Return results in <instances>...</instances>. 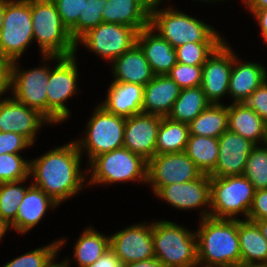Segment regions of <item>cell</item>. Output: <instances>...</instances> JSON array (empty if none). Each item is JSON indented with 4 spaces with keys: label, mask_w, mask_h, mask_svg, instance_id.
Here are the masks:
<instances>
[{
    "label": "cell",
    "mask_w": 267,
    "mask_h": 267,
    "mask_svg": "<svg viewBox=\"0 0 267 267\" xmlns=\"http://www.w3.org/2000/svg\"><path fill=\"white\" fill-rule=\"evenodd\" d=\"M81 156L77 143L72 141L30 161L33 185L59 205L74 197L84 187L86 179L80 169Z\"/></svg>",
    "instance_id": "obj_1"
},
{
    "label": "cell",
    "mask_w": 267,
    "mask_h": 267,
    "mask_svg": "<svg viewBox=\"0 0 267 267\" xmlns=\"http://www.w3.org/2000/svg\"><path fill=\"white\" fill-rule=\"evenodd\" d=\"M196 231L197 260L200 267L241 265L238 219L201 218ZM205 264V265H203Z\"/></svg>",
    "instance_id": "obj_2"
},
{
    "label": "cell",
    "mask_w": 267,
    "mask_h": 267,
    "mask_svg": "<svg viewBox=\"0 0 267 267\" xmlns=\"http://www.w3.org/2000/svg\"><path fill=\"white\" fill-rule=\"evenodd\" d=\"M159 4L150 9L149 26L174 49L188 43H222L224 40L212 26L179 10H158Z\"/></svg>",
    "instance_id": "obj_3"
},
{
    "label": "cell",
    "mask_w": 267,
    "mask_h": 267,
    "mask_svg": "<svg viewBox=\"0 0 267 267\" xmlns=\"http://www.w3.org/2000/svg\"><path fill=\"white\" fill-rule=\"evenodd\" d=\"M33 37L43 56L76 55V42L63 25L53 0H31Z\"/></svg>",
    "instance_id": "obj_4"
},
{
    "label": "cell",
    "mask_w": 267,
    "mask_h": 267,
    "mask_svg": "<svg viewBox=\"0 0 267 267\" xmlns=\"http://www.w3.org/2000/svg\"><path fill=\"white\" fill-rule=\"evenodd\" d=\"M154 257L164 267H199L195 232L174 222H152Z\"/></svg>",
    "instance_id": "obj_5"
},
{
    "label": "cell",
    "mask_w": 267,
    "mask_h": 267,
    "mask_svg": "<svg viewBox=\"0 0 267 267\" xmlns=\"http://www.w3.org/2000/svg\"><path fill=\"white\" fill-rule=\"evenodd\" d=\"M254 194L253 184L244 175L211 177L210 207L201 211V217L236 220L241 213L247 219Z\"/></svg>",
    "instance_id": "obj_6"
},
{
    "label": "cell",
    "mask_w": 267,
    "mask_h": 267,
    "mask_svg": "<svg viewBox=\"0 0 267 267\" xmlns=\"http://www.w3.org/2000/svg\"><path fill=\"white\" fill-rule=\"evenodd\" d=\"M89 184H111L126 181L147 183L148 161L125 147L98 155L89 163Z\"/></svg>",
    "instance_id": "obj_7"
},
{
    "label": "cell",
    "mask_w": 267,
    "mask_h": 267,
    "mask_svg": "<svg viewBox=\"0 0 267 267\" xmlns=\"http://www.w3.org/2000/svg\"><path fill=\"white\" fill-rule=\"evenodd\" d=\"M33 40L31 0H6L0 56L17 62Z\"/></svg>",
    "instance_id": "obj_8"
},
{
    "label": "cell",
    "mask_w": 267,
    "mask_h": 267,
    "mask_svg": "<svg viewBox=\"0 0 267 267\" xmlns=\"http://www.w3.org/2000/svg\"><path fill=\"white\" fill-rule=\"evenodd\" d=\"M126 118L107 112L98 105L87 122L82 141H75L79 151H88L89 163L98 155L123 147Z\"/></svg>",
    "instance_id": "obj_9"
},
{
    "label": "cell",
    "mask_w": 267,
    "mask_h": 267,
    "mask_svg": "<svg viewBox=\"0 0 267 267\" xmlns=\"http://www.w3.org/2000/svg\"><path fill=\"white\" fill-rule=\"evenodd\" d=\"M76 55L70 57L43 56L46 59L57 61L55 68H50L47 86V119L53 123L67 120L70 111L64 104L77 91L78 69Z\"/></svg>",
    "instance_id": "obj_10"
},
{
    "label": "cell",
    "mask_w": 267,
    "mask_h": 267,
    "mask_svg": "<svg viewBox=\"0 0 267 267\" xmlns=\"http://www.w3.org/2000/svg\"><path fill=\"white\" fill-rule=\"evenodd\" d=\"M139 31L129 26L103 22L89 30L76 43H83L91 52L111 63L137 44Z\"/></svg>",
    "instance_id": "obj_11"
},
{
    "label": "cell",
    "mask_w": 267,
    "mask_h": 267,
    "mask_svg": "<svg viewBox=\"0 0 267 267\" xmlns=\"http://www.w3.org/2000/svg\"><path fill=\"white\" fill-rule=\"evenodd\" d=\"M202 174L185 152L156 154L148 161L147 183L155 194L163 186L196 180Z\"/></svg>",
    "instance_id": "obj_12"
},
{
    "label": "cell",
    "mask_w": 267,
    "mask_h": 267,
    "mask_svg": "<svg viewBox=\"0 0 267 267\" xmlns=\"http://www.w3.org/2000/svg\"><path fill=\"white\" fill-rule=\"evenodd\" d=\"M16 61L12 66L11 92L13 98L26 106L38 110L47 118V86L50 67L42 66L30 70H19Z\"/></svg>",
    "instance_id": "obj_13"
},
{
    "label": "cell",
    "mask_w": 267,
    "mask_h": 267,
    "mask_svg": "<svg viewBox=\"0 0 267 267\" xmlns=\"http://www.w3.org/2000/svg\"><path fill=\"white\" fill-rule=\"evenodd\" d=\"M233 66V50L223 41L203 65L202 90L213 104H220L221 97L229 94Z\"/></svg>",
    "instance_id": "obj_14"
},
{
    "label": "cell",
    "mask_w": 267,
    "mask_h": 267,
    "mask_svg": "<svg viewBox=\"0 0 267 267\" xmlns=\"http://www.w3.org/2000/svg\"><path fill=\"white\" fill-rule=\"evenodd\" d=\"M110 248L123 264L154 257L152 223L126 227L110 236Z\"/></svg>",
    "instance_id": "obj_15"
},
{
    "label": "cell",
    "mask_w": 267,
    "mask_h": 267,
    "mask_svg": "<svg viewBox=\"0 0 267 267\" xmlns=\"http://www.w3.org/2000/svg\"><path fill=\"white\" fill-rule=\"evenodd\" d=\"M51 123L38 110L30 108L13 97L0 99V132H14L26 137L32 144L42 124Z\"/></svg>",
    "instance_id": "obj_16"
},
{
    "label": "cell",
    "mask_w": 267,
    "mask_h": 267,
    "mask_svg": "<svg viewBox=\"0 0 267 267\" xmlns=\"http://www.w3.org/2000/svg\"><path fill=\"white\" fill-rule=\"evenodd\" d=\"M161 119V116L144 113L127 117L123 147L149 161L156 155V139Z\"/></svg>",
    "instance_id": "obj_17"
},
{
    "label": "cell",
    "mask_w": 267,
    "mask_h": 267,
    "mask_svg": "<svg viewBox=\"0 0 267 267\" xmlns=\"http://www.w3.org/2000/svg\"><path fill=\"white\" fill-rule=\"evenodd\" d=\"M219 157L210 177L243 175L248 157L256 146L249 139L226 130L219 138Z\"/></svg>",
    "instance_id": "obj_18"
},
{
    "label": "cell",
    "mask_w": 267,
    "mask_h": 267,
    "mask_svg": "<svg viewBox=\"0 0 267 267\" xmlns=\"http://www.w3.org/2000/svg\"><path fill=\"white\" fill-rule=\"evenodd\" d=\"M210 193L211 177L202 174L196 180L163 186L155 195L179 210H192L210 206Z\"/></svg>",
    "instance_id": "obj_19"
},
{
    "label": "cell",
    "mask_w": 267,
    "mask_h": 267,
    "mask_svg": "<svg viewBox=\"0 0 267 267\" xmlns=\"http://www.w3.org/2000/svg\"><path fill=\"white\" fill-rule=\"evenodd\" d=\"M181 88L168 75H155L144 86L142 112L167 117Z\"/></svg>",
    "instance_id": "obj_20"
},
{
    "label": "cell",
    "mask_w": 267,
    "mask_h": 267,
    "mask_svg": "<svg viewBox=\"0 0 267 267\" xmlns=\"http://www.w3.org/2000/svg\"><path fill=\"white\" fill-rule=\"evenodd\" d=\"M137 44L154 75H167L177 63L176 50L150 26L138 33Z\"/></svg>",
    "instance_id": "obj_21"
},
{
    "label": "cell",
    "mask_w": 267,
    "mask_h": 267,
    "mask_svg": "<svg viewBox=\"0 0 267 267\" xmlns=\"http://www.w3.org/2000/svg\"><path fill=\"white\" fill-rule=\"evenodd\" d=\"M150 9L146 0H106L103 22L129 26L140 32L149 26Z\"/></svg>",
    "instance_id": "obj_22"
},
{
    "label": "cell",
    "mask_w": 267,
    "mask_h": 267,
    "mask_svg": "<svg viewBox=\"0 0 267 267\" xmlns=\"http://www.w3.org/2000/svg\"><path fill=\"white\" fill-rule=\"evenodd\" d=\"M267 79L266 67L253 62H240L233 53V66L229 82V94L234 103L245 102Z\"/></svg>",
    "instance_id": "obj_23"
},
{
    "label": "cell",
    "mask_w": 267,
    "mask_h": 267,
    "mask_svg": "<svg viewBox=\"0 0 267 267\" xmlns=\"http://www.w3.org/2000/svg\"><path fill=\"white\" fill-rule=\"evenodd\" d=\"M58 204L49 197L41 188L30 185L22 199L16 218L10 223L11 228L24 234L37 225L44 217L49 207Z\"/></svg>",
    "instance_id": "obj_24"
},
{
    "label": "cell",
    "mask_w": 267,
    "mask_h": 267,
    "mask_svg": "<svg viewBox=\"0 0 267 267\" xmlns=\"http://www.w3.org/2000/svg\"><path fill=\"white\" fill-rule=\"evenodd\" d=\"M112 64L115 82L132 83L144 87L155 76L138 44L116 58Z\"/></svg>",
    "instance_id": "obj_25"
},
{
    "label": "cell",
    "mask_w": 267,
    "mask_h": 267,
    "mask_svg": "<svg viewBox=\"0 0 267 267\" xmlns=\"http://www.w3.org/2000/svg\"><path fill=\"white\" fill-rule=\"evenodd\" d=\"M143 92L144 87L141 85L113 81L101 106L107 112L125 118L141 114Z\"/></svg>",
    "instance_id": "obj_26"
},
{
    "label": "cell",
    "mask_w": 267,
    "mask_h": 267,
    "mask_svg": "<svg viewBox=\"0 0 267 267\" xmlns=\"http://www.w3.org/2000/svg\"><path fill=\"white\" fill-rule=\"evenodd\" d=\"M241 265L267 267V240L258 226L249 220L238 219Z\"/></svg>",
    "instance_id": "obj_27"
},
{
    "label": "cell",
    "mask_w": 267,
    "mask_h": 267,
    "mask_svg": "<svg viewBox=\"0 0 267 267\" xmlns=\"http://www.w3.org/2000/svg\"><path fill=\"white\" fill-rule=\"evenodd\" d=\"M266 122L245 102L228 105V130L249 139L256 145L264 143Z\"/></svg>",
    "instance_id": "obj_28"
},
{
    "label": "cell",
    "mask_w": 267,
    "mask_h": 267,
    "mask_svg": "<svg viewBox=\"0 0 267 267\" xmlns=\"http://www.w3.org/2000/svg\"><path fill=\"white\" fill-rule=\"evenodd\" d=\"M188 127L192 135L218 139L228 130V106L211 103L188 124Z\"/></svg>",
    "instance_id": "obj_29"
},
{
    "label": "cell",
    "mask_w": 267,
    "mask_h": 267,
    "mask_svg": "<svg viewBox=\"0 0 267 267\" xmlns=\"http://www.w3.org/2000/svg\"><path fill=\"white\" fill-rule=\"evenodd\" d=\"M210 104L201 86L184 88L181 89L167 117L189 124Z\"/></svg>",
    "instance_id": "obj_30"
},
{
    "label": "cell",
    "mask_w": 267,
    "mask_h": 267,
    "mask_svg": "<svg viewBox=\"0 0 267 267\" xmlns=\"http://www.w3.org/2000/svg\"><path fill=\"white\" fill-rule=\"evenodd\" d=\"M184 152L203 174L210 175L219 157L218 139L190 134Z\"/></svg>",
    "instance_id": "obj_31"
},
{
    "label": "cell",
    "mask_w": 267,
    "mask_h": 267,
    "mask_svg": "<svg viewBox=\"0 0 267 267\" xmlns=\"http://www.w3.org/2000/svg\"><path fill=\"white\" fill-rule=\"evenodd\" d=\"M189 135L188 124L162 117L156 139V154L184 152Z\"/></svg>",
    "instance_id": "obj_32"
},
{
    "label": "cell",
    "mask_w": 267,
    "mask_h": 267,
    "mask_svg": "<svg viewBox=\"0 0 267 267\" xmlns=\"http://www.w3.org/2000/svg\"><path fill=\"white\" fill-rule=\"evenodd\" d=\"M110 248V237L94 230L92 226L86 228L74 246V258L79 267L96 262L107 249Z\"/></svg>",
    "instance_id": "obj_33"
},
{
    "label": "cell",
    "mask_w": 267,
    "mask_h": 267,
    "mask_svg": "<svg viewBox=\"0 0 267 267\" xmlns=\"http://www.w3.org/2000/svg\"><path fill=\"white\" fill-rule=\"evenodd\" d=\"M65 242L66 240L63 238L56 240L52 244L26 252V254L14 258L2 267H50L54 263L53 260H55L57 251Z\"/></svg>",
    "instance_id": "obj_34"
},
{
    "label": "cell",
    "mask_w": 267,
    "mask_h": 267,
    "mask_svg": "<svg viewBox=\"0 0 267 267\" xmlns=\"http://www.w3.org/2000/svg\"><path fill=\"white\" fill-rule=\"evenodd\" d=\"M26 180L0 184V216L9 224L16 218L19 205L30 186L20 184Z\"/></svg>",
    "instance_id": "obj_35"
},
{
    "label": "cell",
    "mask_w": 267,
    "mask_h": 267,
    "mask_svg": "<svg viewBox=\"0 0 267 267\" xmlns=\"http://www.w3.org/2000/svg\"><path fill=\"white\" fill-rule=\"evenodd\" d=\"M243 175L253 184L255 191L267 189V146L256 145L253 148Z\"/></svg>",
    "instance_id": "obj_36"
},
{
    "label": "cell",
    "mask_w": 267,
    "mask_h": 267,
    "mask_svg": "<svg viewBox=\"0 0 267 267\" xmlns=\"http://www.w3.org/2000/svg\"><path fill=\"white\" fill-rule=\"evenodd\" d=\"M30 176V161L20 154H0V184L28 180Z\"/></svg>",
    "instance_id": "obj_37"
},
{
    "label": "cell",
    "mask_w": 267,
    "mask_h": 267,
    "mask_svg": "<svg viewBox=\"0 0 267 267\" xmlns=\"http://www.w3.org/2000/svg\"><path fill=\"white\" fill-rule=\"evenodd\" d=\"M221 43H188L176 50L177 62L188 66H203L207 58Z\"/></svg>",
    "instance_id": "obj_38"
},
{
    "label": "cell",
    "mask_w": 267,
    "mask_h": 267,
    "mask_svg": "<svg viewBox=\"0 0 267 267\" xmlns=\"http://www.w3.org/2000/svg\"><path fill=\"white\" fill-rule=\"evenodd\" d=\"M63 25L69 30L72 39L78 41V19L83 14L84 0H53Z\"/></svg>",
    "instance_id": "obj_39"
},
{
    "label": "cell",
    "mask_w": 267,
    "mask_h": 267,
    "mask_svg": "<svg viewBox=\"0 0 267 267\" xmlns=\"http://www.w3.org/2000/svg\"><path fill=\"white\" fill-rule=\"evenodd\" d=\"M106 0H84L83 14L78 19V40L89 30L103 23Z\"/></svg>",
    "instance_id": "obj_40"
},
{
    "label": "cell",
    "mask_w": 267,
    "mask_h": 267,
    "mask_svg": "<svg viewBox=\"0 0 267 267\" xmlns=\"http://www.w3.org/2000/svg\"><path fill=\"white\" fill-rule=\"evenodd\" d=\"M203 66H188L177 62L167 74L181 89L201 86Z\"/></svg>",
    "instance_id": "obj_41"
},
{
    "label": "cell",
    "mask_w": 267,
    "mask_h": 267,
    "mask_svg": "<svg viewBox=\"0 0 267 267\" xmlns=\"http://www.w3.org/2000/svg\"><path fill=\"white\" fill-rule=\"evenodd\" d=\"M32 146L23 135L14 132H0V154H20L21 150Z\"/></svg>",
    "instance_id": "obj_42"
},
{
    "label": "cell",
    "mask_w": 267,
    "mask_h": 267,
    "mask_svg": "<svg viewBox=\"0 0 267 267\" xmlns=\"http://www.w3.org/2000/svg\"><path fill=\"white\" fill-rule=\"evenodd\" d=\"M245 103L267 123V79L250 95Z\"/></svg>",
    "instance_id": "obj_43"
},
{
    "label": "cell",
    "mask_w": 267,
    "mask_h": 267,
    "mask_svg": "<svg viewBox=\"0 0 267 267\" xmlns=\"http://www.w3.org/2000/svg\"><path fill=\"white\" fill-rule=\"evenodd\" d=\"M262 219H267V189L255 191L246 220L256 221Z\"/></svg>",
    "instance_id": "obj_44"
},
{
    "label": "cell",
    "mask_w": 267,
    "mask_h": 267,
    "mask_svg": "<svg viewBox=\"0 0 267 267\" xmlns=\"http://www.w3.org/2000/svg\"><path fill=\"white\" fill-rule=\"evenodd\" d=\"M12 66L10 59L0 56V98L8 89H11Z\"/></svg>",
    "instance_id": "obj_45"
},
{
    "label": "cell",
    "mask_w": 267,
    "mask_h": 267,
    "mask_svg": "<svg viewBox=\"0 0 267 267\" xmlns=\"http://www.w3.org/2000/svg\"><path fill=\"white\" fill-rule=\"evenodd\" d=\"M84 267H123V263L115 255L114 251L109 248L96 262Z\"/></svg>",
    "instance_id": "obj_46"
},
{
    "label": "cell",
    "mask_w": 267,
    "mask_h": 267,
    "mask_svg": "<svg viewBox=\"0 0 267 267\" xmlns=\"http://www.w3.org/2000/svg\"><path fill=\"white\" fill-rule=\"evenodd\" d=\"M260 25L263 40L267 43V8L261 10H249Z\"/></svg>",
    "instance_id": "obj_47"
},
{
    "label": "cell",
    "mask_w": 267,
    "mask_h": 267,
    "mask_svg": "<svg viewBox=\"0 0 267 267\" xmlns=\"http://www.w3.org/2000/svg\"><path fill=\"white\" fill-rule=\"evenodd\" d=\"M123 267H164V265L156 257H153L148 260L123 264Z\"/></svg>",
    "instance_id": "obj_48"
},
{
    "label": "cell",
    "mask_w": 267,
    "mask_h": 267,
    "mask_svg": "<svg viewBox=\"0 0 267 267\" xmlns=\"http://www.w3.org/2000/svg\"><path fill=\"white\" fill-rule=\"evenodd\" d=\"M249 10H261L267 8V0H243Z\"/></svg>",
    "instance_id": "obj_49"
},
{
    "label": "cell",
    "mask_w": 267,
    "mask_h": 267,
    "mask_svg": "<svg viewBox=\"0 0 267 267\" xmlns=\"http://www.w3.org/2000/svg\"><path fill=\"white\" fill-rule=\"evenodd\" d=\"M252 222H254L258 226L261 234L267 240V219L256 220V221H252Z\"/></svg>",
    "instance_id": "obj_50"
},
{
    "label": "cell",
    "mask_w": 267,
    "mask_h": 267,
    "mask_svg": "<svg viewBox=\"0 0 267 267\" xmlns=\"http://www.w3.org/2000/svg\"><path fill=\"white\" fill-rule=\"evenodd\" d=\"M10 224L0 216V240L9 229Z\"/></svg>",
    "instance_id": "obj_51"
},
{
    "label": "cell",
    "mask_w": 267,
    "mask_h": 267,
    "mask_svg": "<svg viewBox=\"0 0 267 267\" xmlns=\"http://www.w3.org/2000/svg\"><path fill=\"white\" fill-rule=\"evenodd\" d=\"M5 8H6V0H0V32L3 27Z\"/></svg>",
    "instance_id": "obj_52"
},
{
    "label": "cell",
    "mask_w": 267,
    "mask_h": 267,
    "mask_svg": "<svg viewBox=\"0 0 267 267\" xmlns=\"http://www.w3.org/2000/svg\"><path fill=\"white\" fill-rule=\"evenodd\" d=\"M68 261H69L68 259H65L62 262H58V264L54 262L50 267H69L70 265Z\"/></svg>",
    "instance_id": "obj_53"
},
{
    "label": "cell",
    "mask_w": 267,
    "mask_h": 267,
    "mask_svg": "<svg viewBox=\"0 0 267 267\" xmlns=\"http://www.w3.org/2000/svg\"><path fill=\"white\" fill-rule=\"evenodd\" d=\"M151 6L160 4L162 1L161 0H146Z\"/></svg>",
    "instance_id": "obj_54"
},
{
    "label": "cell",
    "mask_w": 267,
    "mask_h": 267,
    "mask_svg": "<svg viewBox=\"0 0 267 267\" xmlns=\"http://www.w3.org/2000/svg\"><path fill=\"white\" fill-rule=\"evenodd\" d=\"M264 144H265V146H267V123H266V128H265Z\"/></svg>",
    "instance_id": "obj_55"
},
{
    "label": "cell",
    "mask_w": 267,
    "mask_h": 267,
    "mask_svg": "<svg viewBox=\"0 0 267 267\" xmlns=\"http://www.w3.org/2000/svg\"><path fill=\"white\" fill-rule=\"evenodd\" d=\"M200 1H203V2L206 1L207 3H208V2H215V1L217 2V0H200ZM218 1H220V0H218ZM221 1H222V0H221Z\"/></svg>",
    "instance_id": "obj_56"
},
{
    "label": "cell",
    "mask_w": 267,
    "mask_h": 267,
    "mask_svg": "<svg viewBox=\"0 0 267 267\" xmlns=\"http://www.w3.org/2000/svg\"><path fill=\"white\" fill-rule=\"evenodd\" d=\"M231 267H252V266L236 265V266H231Z\"/></svg>",
    "instance_id": "obj_57"
}]
</instances>
